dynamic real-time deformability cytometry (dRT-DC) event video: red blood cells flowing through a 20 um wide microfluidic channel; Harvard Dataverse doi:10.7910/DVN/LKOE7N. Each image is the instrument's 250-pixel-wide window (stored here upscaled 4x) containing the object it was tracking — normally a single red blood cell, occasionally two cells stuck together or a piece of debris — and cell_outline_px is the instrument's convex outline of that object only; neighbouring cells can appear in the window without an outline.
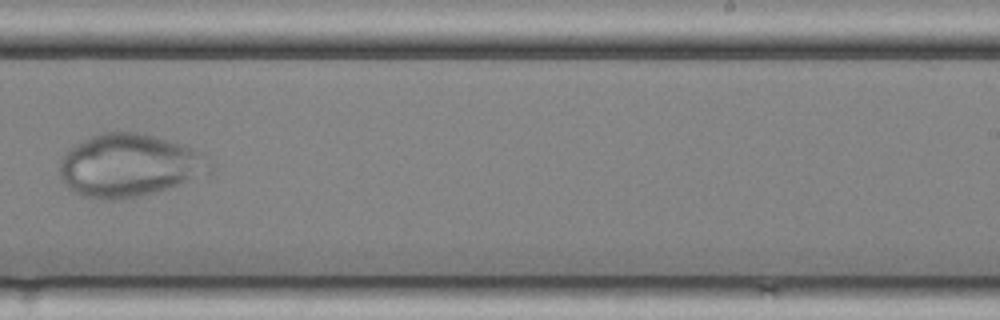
{"species": "common noctule bat (a hibernating species)", "species_latin": "Nyctalus noctula", "temperature_condition": "cold", "stored_images_in_passage": 9, "camera_frame_rate_fps": 3000, "um_per_image_px": 0.085, "animal": {"sex": "female", "body_mass_g": 25.1}, "frame": {"image": 1, "passage_image": 9, "time_ms": 2.667, "image_size_px": [1000, 320], "cell_outline_px": [[212, 176], [140, 196], [120, 200], [100, 200], [80, 196], [72, 192], [60, 180], [60, 160], [68, 148], [96, 132], [136, 132], [168, 140], [204, 152], [212, 164]], "centroid_in_image_um": [11.01, 14.08], "position_along_channel_um": 278.0, "area_um2": 56.3}}